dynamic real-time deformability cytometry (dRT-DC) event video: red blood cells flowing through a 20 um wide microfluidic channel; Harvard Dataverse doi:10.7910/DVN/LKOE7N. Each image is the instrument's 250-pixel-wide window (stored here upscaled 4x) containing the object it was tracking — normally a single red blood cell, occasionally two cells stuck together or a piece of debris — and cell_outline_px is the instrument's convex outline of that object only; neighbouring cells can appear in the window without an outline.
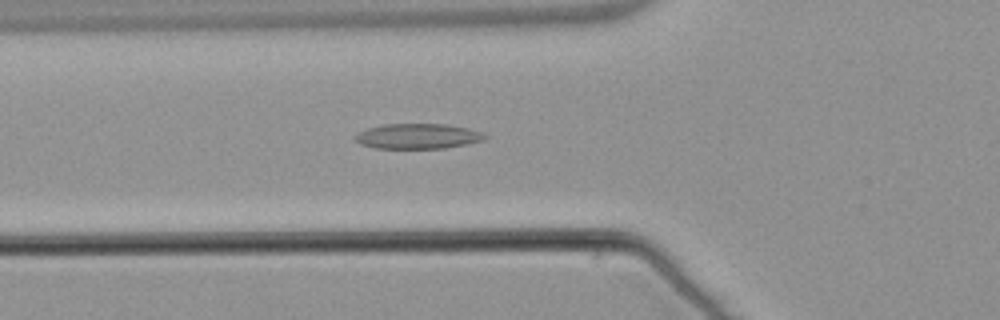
{"species": "common noctule bat (a hibernating species)", "species_latin": "Nyctalus noctula", "temperature_condition": "warm", "stored_images_in_passage": 38, "camera_frame_rate_fps": 3000, "um_per_image_px": 0.085, "animal": {"sex": "male", "body_mass_g": 21.5, "forearm_length_mm": 52.0}, "frame": {"image": 1, "passage_image": 4, "time_ms": 1.0, "image_size_px": [1000, 320], "cell_outline_px": [[488, 136], [480, 140], [464, 144], [444, 148], [376, 148], [360, 144], [352, 136], [368, 128], [384, 124], [448, 124], [468, 128], [484, 132]], "centroid_in_image_um": [35.5, 11.57], "position_along_channel_um": 90.3, "area_um2": 18.9}}
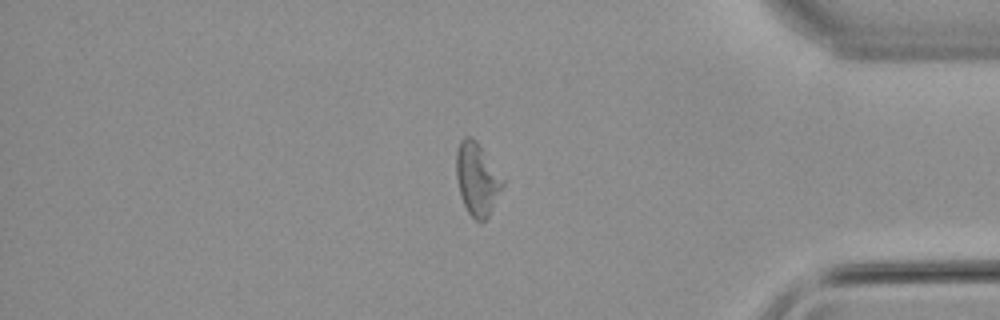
{"frame": {"image": 2, "passage_image": 30, "time_ms": 9.667, "image_size_px": [1000, 320], "cell_outline_px": [[504, 184], [488, 216], [484, 220], [476, 220], [468, 212], [460, 196], [456, 176], [456, 152], [460, 140], [464, 136], [472, 136], [476, 140], [504, 180]], "centroid_in_image_um": [40.53, 15.18], "position_along_channel_um": 394.7, "area_um2": 19.36}}
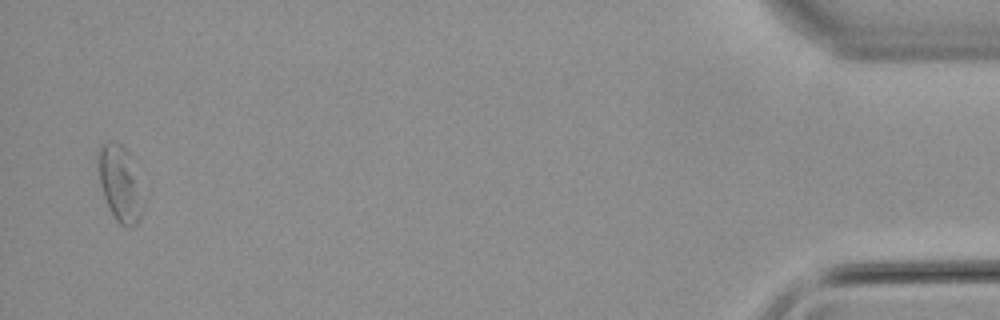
{"frame": {"image": 3, "passage_image": 37, "time_ms": 12.0, "image_size_px": [1000, 320], "cell_outline_px": [[140, 212], [136, 224], [132, 228], [128, 228], [120, 224], [116, 220], [104, 196], [100, 184], [96, 156], [96, 152], [100, 144], [104, 140], [116, 140], [128, 152], [136, 180]], "centroid_in_image_um": [10.07, 15.5], "position_along_channel_um": 425.1, "area_um2": 18.9}, "authors_computed_cell_mechanics": {"area_um2": 18.3515, "velocity_mm_per_s": 3.8296, "shape_relaxation_time_tau1_ms": null, "shape_relaxation_time_tau2_ms": 5.1777, "deformation_change_tau1": null, "deformation_change_tau2": 0.1497}}